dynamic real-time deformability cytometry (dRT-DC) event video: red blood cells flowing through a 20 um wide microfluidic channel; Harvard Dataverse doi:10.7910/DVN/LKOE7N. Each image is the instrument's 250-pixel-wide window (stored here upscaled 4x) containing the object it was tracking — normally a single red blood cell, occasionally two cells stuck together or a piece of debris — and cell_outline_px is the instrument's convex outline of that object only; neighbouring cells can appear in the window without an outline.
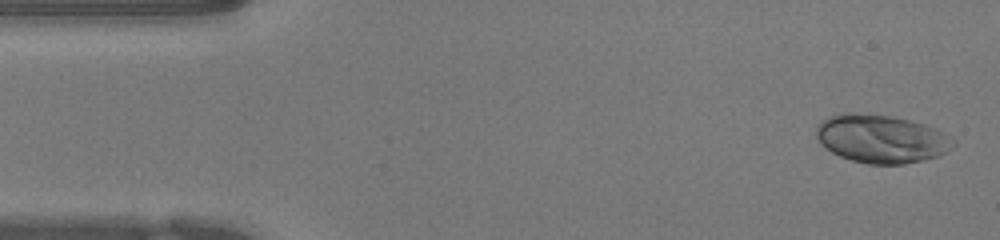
{"species": "human", "species_latin": "Homo sapiens", "temperature_condition": "warm", "stored_images_in_passage": 50, "camera_frame_rate_fps": 3000, "um_per_image_px": 0.085, "donor": {"sex": "female"}, "frame": {"image": 1, "passage_image": 2, "time_ms": 0.333, "image_size_px": [1000, 240], "cell_outline_px": [[956, 144], [952, 148], [940, 156], [924, 160], [904, 164], [868, 164], [852, 160], [840, 156], [832, 152], [820, 144], [816, 136], [816, 124], [828, 116], [840, 112], [852, 112], [892, 116], [924, 124], [936, 128], [952, 136], [956, 140]], "centroid_in_image_um": [74.92, 11.79], "position_along_channel_um": 10.1, "area_um2": 39.07}}
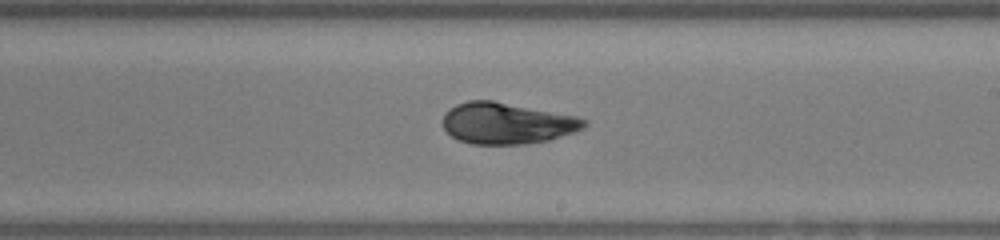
{"frame": {"image": 2, "passage_image": 28, "time_ms": 9.0, "image_size_px": [1000, 240], "cell_outline_px": [[588, 124], [584, 128], [576, 132], [548, 140], [524, 144], [472, 144], [460, 140], [452, 136], [444, 128], [444, 112], [456, 104], [468, 100], [492, 100], [576, 116], [588, 120]], "centroid_in_image_um": [43.11, 10.47], "position_along_channel_um": 245.9, "area_um2": 33.99}}
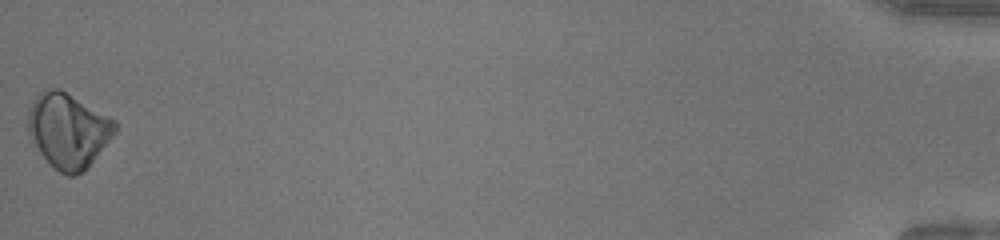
{"frame": {"image": 3, "passage_image": 50, "time_ms": 16.333, "image_size_px": [1000, 240], "cell_outline_px": [[120, 124], [116, 132], [88, 168], [76, 176], [68, 176], [60, 172], [40, 152], [28, 136], [28, 108], [32, 100], [44, 88], [60, 88], [116, 120]], "centroid_in_image_um": [5.81, 11.07], "position_along_channel_um": 429.4, "area_um2": 38.15}, "authors_computed_cell_mechanics": {"area_um2": 34.6222, "velocity_mm_per_s": 3.9804, "shape_relaxation_time_tau1_ms": 4.6477, "shape_relaxation_time_tau2_ms": null, "deformation_change_tau1": 0.1637, "deformation_change_tau2": null}}